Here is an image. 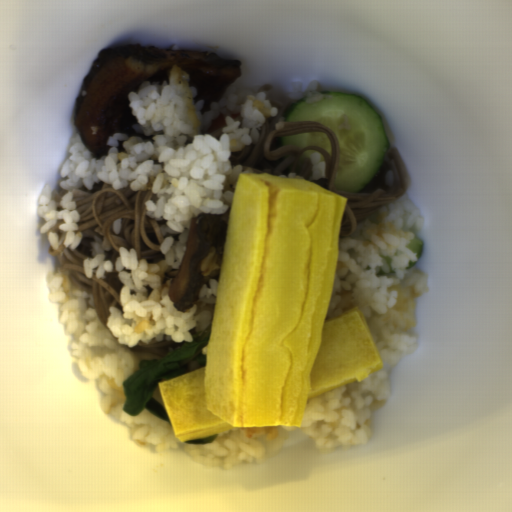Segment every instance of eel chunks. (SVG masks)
Returning <instances> with one entry per match:
<instances>
[{
	"mask_svg": "<svg viewBox=\"0 0 512 512\" xmlns=\"http://www.w3.org/2000/svg\"><path fill=\"white\" fill-rule=\"evenodd\" d=\"M227 233L215 213L192 214L186 252L169 287L172 306L181 314L196 305L205 282L220 278Z\"/></svg>",
	"mask_w": 512,
	"mask_h": 512,
	"instance_id": "57646c5b",
	"label": "eel chunks"
},
{
	"mask_svg": "<svg viewBox=\"0 0 512 512\" xmlns=\"http://www.w3.org/2000/svg\"><path fill=\"white\" fill-rule=\"evenodd\" d=\"M243 59H224L214 52L180 49L167 50L133 43L101 49L74 101L71 123L92 156L108 155L106 138L113 133L141 136L133 129L128 93L138 92L143 81L169 84L170 68L177 65L189 74V85L196 87L194 102L204 100L201 113L209 112L241 76ZM153 141V140H152Z\"/></svg>",
	"mask_w": 512,
	"mask_h": 512,
	"instance_id": "4dd315ae",
	"label": "eel chunks"
}]
</instances>
